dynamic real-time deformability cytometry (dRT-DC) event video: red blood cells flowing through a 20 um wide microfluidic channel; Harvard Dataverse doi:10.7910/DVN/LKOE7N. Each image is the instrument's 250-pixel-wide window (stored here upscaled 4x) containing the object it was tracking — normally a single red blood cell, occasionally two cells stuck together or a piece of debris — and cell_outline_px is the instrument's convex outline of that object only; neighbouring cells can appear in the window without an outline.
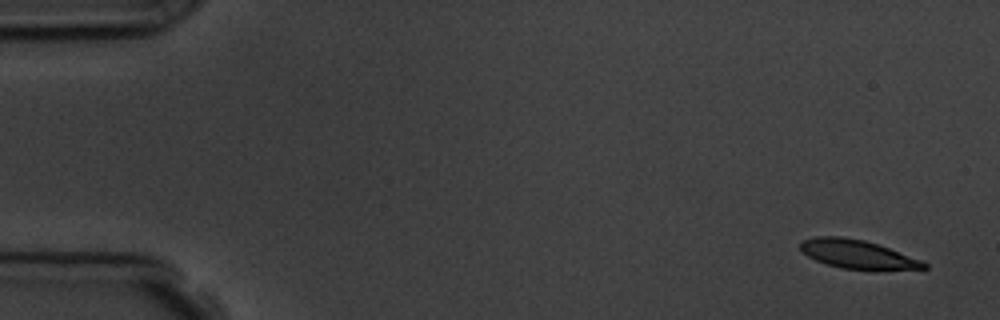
{"species": "common noctule bat (a hibernating species)", "species_latin": "Nyctalus noctula", "temperature_condition": "room temperature", "stored_images_in_passage": 6, "camera_frame_rate_fps": 3000, "um_per_image_px": 0.085, "animal": {"sex": "male", "body_mass_g": 19.5, "forearm_length_mm": 54.6}, "frame": {"image": 1, "passage_image": 1, "time_ms": 0.0, "image_size_px": [1000, 320], "cell_outline_px": [[928, 268], [840, 268], [816, 260], [808, 256], [800, 248], [800, 240], [816, 236], [840, 236], [864, 240], [888, 248], [920, 260], [928, 264]], "centroid_in_image_um": [72.78, 21.57], "position_along_channel_um": 12.2, "area_um2": 19.77}}
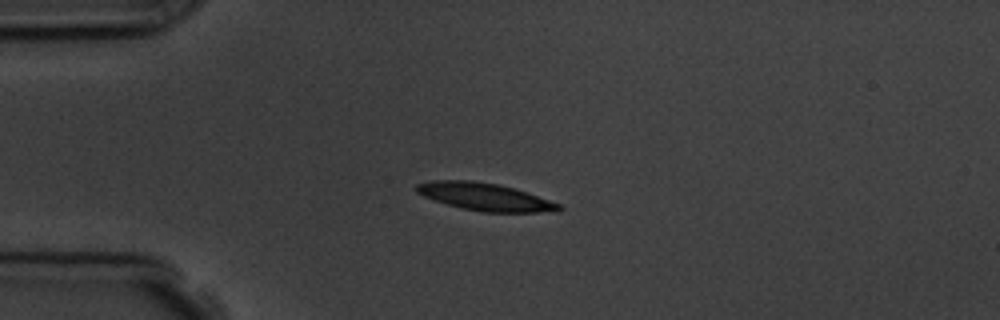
{"frame": {"image": 2, "passage_image": 4, "time_ms": 3.667, "image_size_px": [1000, 320], "cell_outline_px": [[564, 208], [560, 212], [484, 212], [460, 208], [424, 196], [416, 192], [416, 184], [432, 180], [472, 180], [500, 184], [528, 192], [560, 204]], "centroid_in_image_um": [41.27, 16.73], "position_along_channel_um": 43.7, "area_um2": 23.0}}